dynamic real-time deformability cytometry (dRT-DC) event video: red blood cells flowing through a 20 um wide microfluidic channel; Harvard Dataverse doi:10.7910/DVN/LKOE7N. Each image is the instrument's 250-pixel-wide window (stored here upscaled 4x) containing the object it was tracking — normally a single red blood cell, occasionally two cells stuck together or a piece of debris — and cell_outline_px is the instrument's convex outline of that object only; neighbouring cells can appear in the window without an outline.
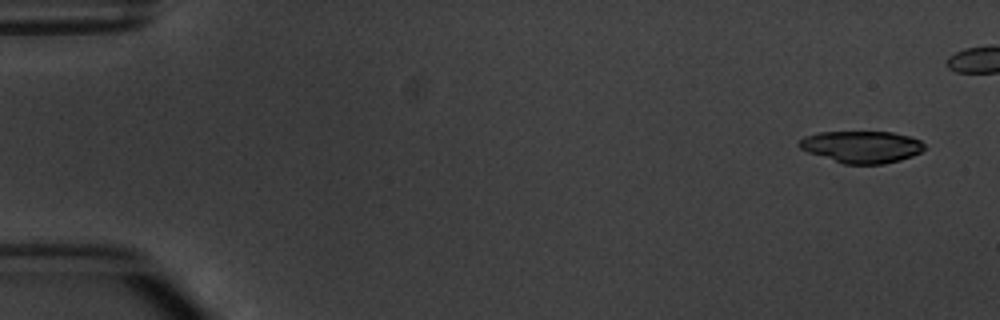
{"species": "common noctule bat (a hibernating species)", "species_latin": "Nyctalus noctula", "temperature_condition": "warm", "stored_images_in_passage": 3, "camera_frame_rate_fps": 3000, "um_per_image_px": 0.085, "animal": {"sex": "male", "body_mass_g": 20.1, "forearm_length_mm": 53.5}, "frame": {"image": 1, "passage_image": 1, "time_ms": 0.0, "image_size_px": [1000, 320], "cell_outline_px": [[924, 148], [920, 152], [912, 156], [900, 160], [884, 164], [844, 164], [808, 152], [800, 148], [796, 144], [804, 136], [820, 132], [892, 132], [908, 136], [920, 140], [924, 144]], "centroid_in_image_um": [73.22, 12.48], "position_along_channel_um": 11.8, "area_um2": 23.24}}